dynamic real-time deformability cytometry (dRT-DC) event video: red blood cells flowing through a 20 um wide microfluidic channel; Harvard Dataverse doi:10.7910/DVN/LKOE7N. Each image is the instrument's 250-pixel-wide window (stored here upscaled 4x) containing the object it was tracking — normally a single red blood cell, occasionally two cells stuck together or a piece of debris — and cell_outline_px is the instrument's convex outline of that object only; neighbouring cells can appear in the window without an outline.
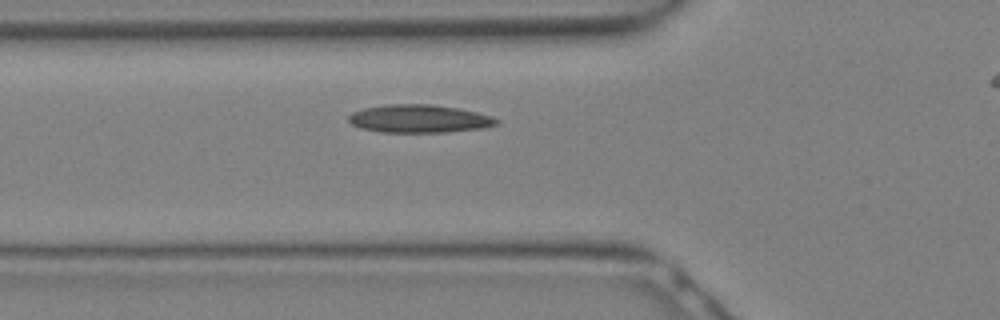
{"species": "Egyptian fruit bat (a non-hibernating species)", "species_latin": "Rousettus aegyptiacus", "temperature_condition": "warm", "stored_images_in_passage": 7, "camera_frame_rate_fps": 3000, "um_per_image_px": 0.085, "animal": {"sex": "female"}, "frame": {"image": 1, "passage_image": 3, "time_ms": 0.667, "image_size_px": [1000, 320], "cell_outline_px": [[500, 124], [484, 128], [448, 132], [380, 132], [360, 128], [352, 124], [348, 120], [348, 116], [352, 112], [364, 108], [388, 104], [432, 104], [456, 108], [476, 112], [492, 116], [500, 120]], "centroid_in_image_um": [35.65, 10.09], "position_along_channel_um": 90.1, "area_um2": 24.28}}
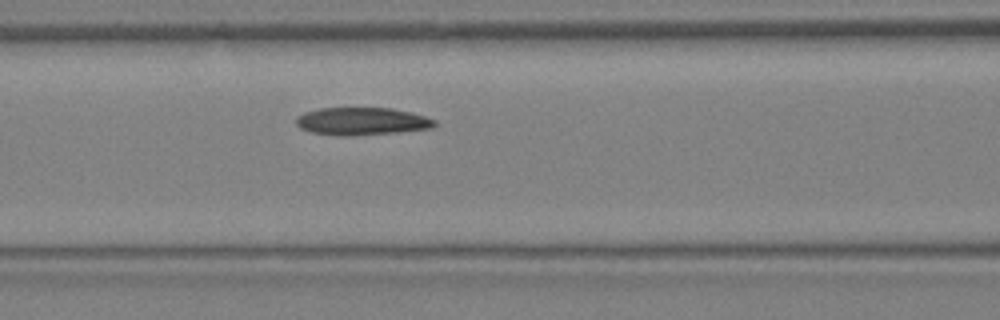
{"frame": {"image": 2, "passage_image": 5, "time_ms": 1.333, "image_size_px": [1000, 320], "cell_outline_px": [[436, 124], [432, 128], [396, 132], [352, 136], [340, 136], [312, 132], [300, 128], [296, 124], [296, 116], [304, 112], [320, 108], [392, 108], [412, 112], [436, 120]], "centroid_in_image_um": [30.74, 10.3], "position_along_channel_um": 135.9, "area_um2": 22.37}}
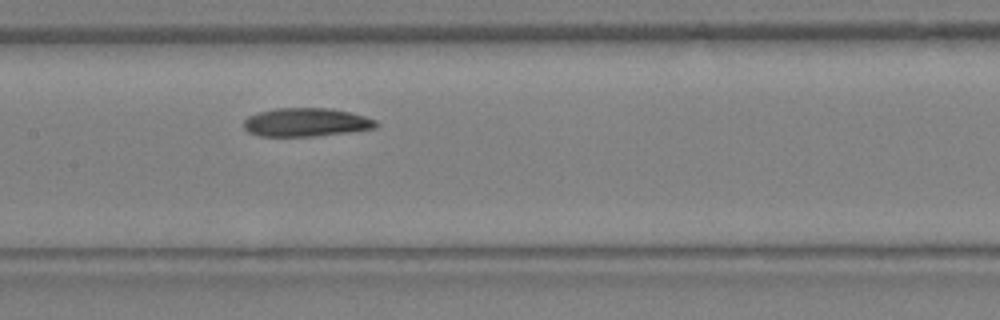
{"frame": {"image": 3, "passage_image": 7, "time_ms": 2.0, "image_size_px": [1000, 320], "cell_outline_px": [[380, 124], [376, 128], [348, 132], [312, 136], [260, 136], [248, 132], [244, 128], [244, 120], [248, 116], [260, 112], [276, 108], [332, 108], [364, 116], [376, 120]], "centroid_in_image_um": [26.03, 10.39], "position_along_channel_um": 181.4, "area_um2": 21.91}}